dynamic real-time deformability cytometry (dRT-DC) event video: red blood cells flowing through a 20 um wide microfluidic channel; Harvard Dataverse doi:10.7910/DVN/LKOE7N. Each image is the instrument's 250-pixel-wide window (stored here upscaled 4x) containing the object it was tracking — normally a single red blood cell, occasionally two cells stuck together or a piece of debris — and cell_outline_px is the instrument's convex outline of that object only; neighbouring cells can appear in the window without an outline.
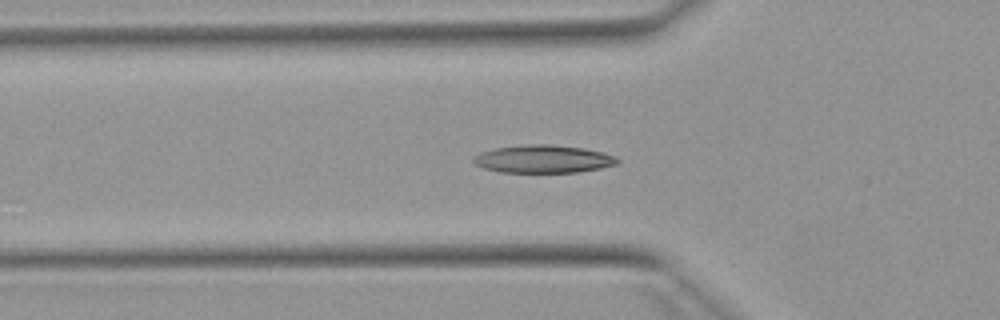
{"species": "Egyptian fruit bat (a non-hibernating species)", "species_latin": "Rousettus aegyptiacus", "temperature_condition": "warm", "stored_images_in_passage": 52, "camera_frame_rate_fps": 3000, "um_per_image_px": 0.085, "animal": {"sex": "female"}, "frame": {"image": 1, "passage_image": 17, "time_ms": 5.333, "image_size_px": [1000, 320], "cell_outline_px": [[620, 160], [616, 164], [600, 168], [580, 172], [500, 172], [484, 168], [476, 164], [472, 160], [472, 156], [480, 152], [492, 148], [528, 144], [548, 144], [584, 148], [604, 152], [616, 156]], "centroid_in_image_um": [46.16, 13.51], "position_along_channel_um": 79.6, "area_um2": 23.52}}
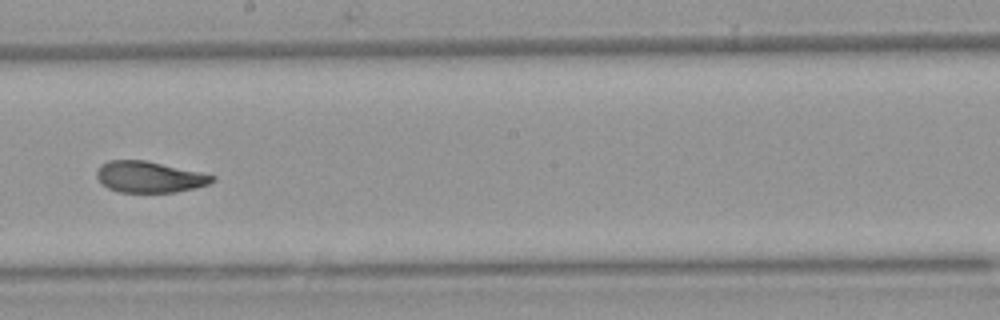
{"frame": {"image": 2, "passage_image": 29, "time_ms": 9.333, "image_size_px": [1000, 320], "cell_outline_px": [[216, 180], [208, 184], [176, 192], [120, 192], [108, 188], [100, 184], [96, 176], [96, 172], [100, 164], [108, 160], [144, 160], [200, 172], [216, 176]], "centroid_in_image_um": [12.65, 15.04], "position_along_channel_um": 235.6, "area_um2": 20.98}}
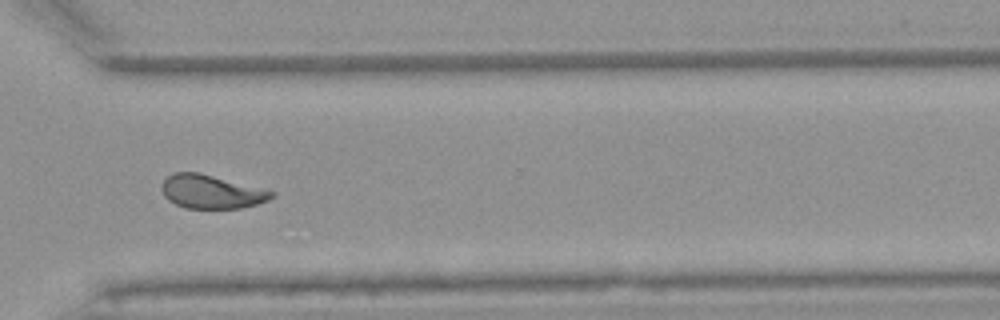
{"frame": {"image": 3, "passage_image": 38, "time_ms": 12.333, "image_size_px": [1000, 320], "cell_outline_px": [[276, 192], [268, 200], [256, 204], [240, 208], [184, 208], [168, 200], [164, 196], [160, 188], [160, 184], [172, 172], [200, 172], [268, 188]], "centroid_in_image_um": [17.98, 16.27], "position_along_channel_um": 352.6, "area_um2": 22.02}, "authors_computed_cell_mechanics": {"area_um2": 22.1952, "velocity_mm_per_s": 3.897, "shape_relaxation_time_tau1_ms": 7.2237, "shape_relaxation_time_tau2_ms": 1.9388, "deformation_change_tau1": 0.2115, "deformation_change_tau2": 0.0733}}